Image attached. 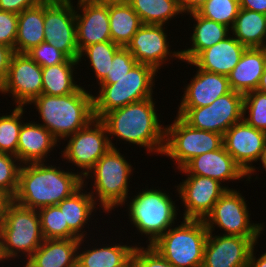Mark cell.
<instances>
[{"label": "cell", "instance_id": "6da1fadb", "mask_svg": "<svg viewBox=\"0 0 266 267\" xmlns=\"http://www.w3.org/2000/svg\"><path fill=\"white\" fill-rule=\"evenodd\" d=\"M153 99L151 97L111 110L101 118L106 125L112 148L116 147L111 137L117 136L119 141L121 139L144 147L149 154L156 152L162 155L166 126L160 123Z\"/></svg>", "mask_w": 266, "mask_h": 267}, {"label": "cell", "instance_id": "7a4b0ae2", "mask_svg": "<svg viewBox=\"0 0 266 267\" xmlns=\"http://www.w3.org/2000/svg\"><path fill=\"white\" fill-rule=\"evenodd\" d=\"M83 185V177L76 172L45 162L22 164L18 190L13 198L23 207L40 209L57 205Z\"/></svg>", "mask_w": 266, "mask_h": 267}, {"label": "cell", "instance_id": "3957f363", "mask_svg": "<svg viewBox=\"0 0 266 267\" xmlns=\"http://www.w3.org/2000/svg\"><path fill=\"white\" fill-rule=\"evenodd\" d=\"M32 104L43 121L41 125L58 141L67 140L95 119L93 95L82 86L74 93L63 96L41 94Z\"/></svg>", "mask_w": 266, "mask_h": 267}, {"label": "cell", "instance_id": "277c9868", "mask_svg": "<svg viewBox=\"0 0 266 267\" xmlns=\"http://www.w3.org/2000/svg\"><path fill=\"white\" fill-rule=\"evenodd\" d=\"M124 157L119 149L111 147L83 177L85 183L84 179H94L90 194L105 213L122 207L128 201V180L133 168Z\"/></svg>", "mask_w": 266, "mask_h": 267}, {"label": "cell", "instance_id": "5b68a950", "mask_svg": "<svg viewBox=\"0 0 266 267\" xmlns=\"http://www.w3.org/2000/svg\"><path fill=\"white\" fill-rule=\"evenodd\" d=\"M152 245L174 267H202L204 246L209 231L204 220L183 219Z\"/></svg>", "mask_w": 266, "mask_h": 267}, {"label": "cell", "instance_id": "8992f818", "mask_svg": "<svg viewBox=\"0 0 266 267\" xmlns=\"http://www.w3.org/2000/svg\"><path fill=\"white\" fill-rule=\"evenodd\" d=\"M156 73L153 67L136 63L128 74L113 79V84H100L99 94L93 95L95 118L101 119L111 110L153 97Z\"/></svg>", "mask_w": 266, "mask_h": 267}, {"label": "cell", "instance_id": "52a82bcc", "mask_svg": "<svg viewBox=\"0 0 266 267\" xmlns=\"http://www.w3.org/2000/svg\"><path fill=\"white\" fill-rule=\"evenodd\" d=\"M134 196L128 206L130 222L138 232L148 237V245H152L168 229L175 226L177 205L170 195L159 188L142 189Z\"/></svg>", "mask_w": 266, "mask_h": 267}, {"label": "cell", "instance_id": "ba28073f", "mask_svg": "<svg viewBox=\"0 0 266 267\" xmlns=\"http://www.w3.org/2000/svg\"><path fill=\"white\" fill-rule=\"evenodd\" d=\"M1 233L4 252L10 261L22 253L27 261L45 240L38 210L23 207L14 200L7 209Z\"/></svg>", "mask_w": 266, "mask_h": 267}, {"label": "cell", "instance_id": "9c48e42d", "mask_svg": "<svg viewBox=\"0 0 266 267\" xmlns=\"http://www.w3.org/2000/svg\"><path fill=\"white\" fill-rule=\"evenodd\" d=\"M166 125L165 146L162 155L170 157L182 169L191 159L212 152L223 145V135L192 128L181 117Z\"/></svg>", "mask_w": 266, "mask_h": 267}, {"label": "cell", "instance_id": "30bf717a", "mask_svg": "<svg viewBox=\"0 0 266 267\" xmlns=\"http://www.w3.org/2000/svg\"><path fill=\"white\" fill-rule=\"evenodd\" d=\"M246 202L239 191L227 189L204 219L207 230L213 232L217 226L225 231L223 235L247 237L257 244L265 226L251 223Z\"/></svg>", "mask_w": 266, "mask_h": 267}, {"label": "cell", "instance_id": "8fae6325", "mask_svg": "<svg viewBox=\"0 0 266 267\" xmlns=\"http://www.w3.org/2000/svg\"><path fill=\"white\" fill-rule=\"evenodd\" d=\"M243 102L244 94L232 90L209 106L178 108L176 115L192 128L224 135L232 125L243 120Z\"/></svg>", "mask_w": 266, "mask_h": 267}, {"label": "cell", "instance_id": "7c38bea8", "mask_svg": "<svg viewBox=\"0 0 266 267\" xmlns=\"http://www.w3.org/2000/svg\"><path fill=\"white\" fill-rule=\"evenodd\" d=\"M67 138L69 141L61 151L62 157L83 169L79 171L82 177L111 148L106 125L98 118Z\"/></svg>", "mask_w": 266, "mask_h": 267}, {"label": "cell", "instance_id": "4fadbf2b", "mask_svg": "<svg viewBox=\"0 0 266 267\" xmlns=\"http://www.w3.org/2000/svg\"><path fill=\"white\" fill-rule=\"evenodd\" d=\"M72 3V0H44V37L45 42L69 59L78 60L76 8Z\"/></svg>", "mask_w": 266, "mask_h": 267}, {"label": "cell", "instance_id": "5bb4252c", "mask_svg": "<svg viewBox=\"0 0 266 267\" xmlns=\"http://www.w3.org/2000/svg\"><path fill=\"white\" fill-rule=\"evenodd\" d=\"M42 67L27 53H14L0 93L12 94L16 106H27L42 94ZM17 103V104H16Z\"/></svg>", "mask_w": 266, "mask_h": 267}, {"label": "cell", "instance_id": "9a60e30c", "mask_svg": "<svg viewBox=\"0 0 266 267\" xmlns=\"http://www.w3.org/2000/svg\"><path fill=\"white\" fill-rule=\"evenodd\" d=\"M186 177L175 186L185 208L183 219L204 220L218 199L230 188L209 177L198 175H186Z\"/></svg>", "mask_w": 266, "mask_h": 267}, {"label": "cell", "instance_id": "2e32d148", "mask_svg": "<svg viewBox=\"0 0 266 267\" xmlns=\"http://www.w3.org/2000/svg\"><path fill=\"white\" fill-rule=\"evenodd\" d=\"M265 143L266 133L248 125L244 120L232 125L223 135V145L247 175L246 181H250L252 174L256 172L252 163L259 161Z\"/></svg>", "mask_w": 266, "mask_h": 267}, {"label": "cell", "instance_id": "e0dca14e", "mask_svg": "<svg viewBox=\"0 0 266 267\" xmlns=\"http://www.w3.org/2000/svg\"><path fill=\"white\" fill-rule=\"evenodd\" d=\"M165 26L143 24L126 47L137 63L149 65L157 72L170 58L175 57L174 59L182 61L180 51L177 50L173 53L170 51L169 47L171 46L164 30Z\"/></svg>", "mask_w": 266, "mask_h": 267}, {"label": "cell", "instance_id": "ac0fdd59", "mask_svg": "<svg viewBox=\"0 0 266 267\" xmlns=\"http://www.w3.org/2000/svg\"><path fill=\"white\" fill-rule=\"evenodd\" d=\"M255 243L247 237L208 233L202 267H248Z\"/></svg>", "mask_w": 266, "mask_h": 267}, {"label": "cell", "instance_id": "d6986e66", "mask_svg": "<svg viewBox=\"0 0 266 267\" xmlns=\"http://www.w3.org/2000/svg\"><path fill=\"white\" fill-rule=\"evenodd\" d=\"M77 1L75 19L79 52L92 44L111 41L109 6L94 3L91 0Z\"/></svg>", "mask_w": 266, "mask_h": 267}, {"label": "cell", "instance_id": "ffe728a7", "mask_svg": "<svg viewBox=\"0 0 266 267\" xmlns=\"http://www.w3.org/2000/svg\"><path fill=\"white\" fill-rule=\"evenodd\" d=\"M179 170L187 175L209 177L219 181L221 184L225 181L247 178L244 171L226 151L224 145L215 151L194 157Z\"/></svg>", "mask_w": 266, "mask_h": 267}, {"label": "cell", "instance_id": "44dd1931", "mask_svg": "<svg viewBox=\"0 0 266 267\" xmlns=\"http://www.w3.org/2000/svg\"><path fill=\"white\" fill-rule=\"evenodd\" d=\"M197 69L191 82L184 88L179 108L209 106L219 97L232 91L227 76Z\"/></svg>", "mask_w": 266, "mask_h": 267}, {"label": "cell", "instance_id": "7402d4cb", "mask_svg": "<svg viewBox=\"0 0 266 267\" xmlns=\"http://www.w3.org/2000/svg\"><path fill=\"white\" fill-rule=\"evenodd\" d=\"M247 49L233 35L200 52L189 65L203 71L228 76Z\"/></svg>", "mask_w": 266, "mask_h": 267}, {"label": "cell", "instance_id": "603a6c76", "mask_svg": "<svg viewBox=\"0 0 266 267\" xmlns=\"http://www.w3.org/2000/svg\"><path fill=\"white\" fill-rule=\"evenodd\" d=\"M58 141L44 126L24 122L19 132L17 158L22 164L45 162Z\"/></svg>", "mask_w": 266, "mask_h": 267}, {"label": "cell", "instance_id": "cb8c5ba5", "mask_svg": "<svg viewBox=\"0 0 266 267\" xmlns=\"http://www.w3.org/2000/svg\"><path fill=\"white\" fill-rule=\"evenodd\" d=\"M82 239H45L23 267H77Z\"/></svg>", "mask_w": 266, "mask_h": 267}, {"label": "cell", "instance_id": "d4e9b609", "mask_svg": "<svg viewBox=\"0 0 266 267\" xmlns=\"http://www.w3.org/2000/svg\"><path fill=\"white\" fill-rule=\"evenodd\" d=\"M266 67V55L262 48H247L238 64L229 73L228 81L233 91L246 94L257 90Z\"/></svg>", "mask_w": 266, "mask_h": 267}, {"label": "cell", "instance_id": "484cf974", "mask_svg": "<svg viewBox=\"0 0 266 267\" xmlns=\"http://www.w3.org/2000/svg\"><path fill=\"white\" fill-rule=\"evenodd\" d=\"M196 22L193 25V33L190 41L191 48L181 50L183 62H191L200 52L212 47L230 35L229 27L217 23L216 21L202 17L198 12L190 13Z\"/></svg>", "mask_w": 266, "mask_h": 267}, {"label": "cell", "instance_id": "4316f807", "mask_svg": "<svg viewBox=\"0 0 266 267\" xmlns=\"http://www.w3.org/2000/svg\"><path fill=\"white\" fill-rule=\"evenodd\" d=\"M84 185L86 186L83 182V185L70 197L63 199L57 204L63 213L64 225H68L80 239L87 235L86 231L82 230H85V225L90 222L89 219L93 216L92 212H96L94 209H96V206H99L95 203L90 192H84Z\"/></svg>", "mask_w": 266, "mask_h": 267}, {"label": "cell", "instance_id": "83f0119b", "mask_svg": "<svg viewBox=\"0 0 266 267\" xmlns=\"http://www.w3.org/2000/svg\"><path fill=\"white\" fill-rule=\"evenodd\" d=\"M45 42L44 0L38 5L18 14V28L14 52L27 53L33 47Z\"/></svg>", "mask_w": 266, "mask_h": 267}, {"label": "cell", "instance_id": "f1b7e54d", "mask_svg": "<svg viewBox=\"0 0 266 267\" xmlns=\"http://www.w3.org/2000/svg\"><path fill=\"white\" fill-rule=\"evenodd\" d=\"M134 248L121 243L97 248L92 246L88 250L84 247V251H77V267H131Z\"/></svg>", "mask_w": 266, "mask_h": 267}, {"label": "cell", "instance_id": "f546056e", "mask_svg": "<svg viewBox=\"0 0 266 267\" xmlns=\"http://www.w3.org/2000/svg\"><path fill=\"white\" fill-rule=\"evenodd\" d=\"M232 35L247 48H262L266 40V15L240 8Z\"/></svg>", "mask_w": 266, "mask_h": 267}, {"label": "cell", "instance_id": "4dcf8cb0", "mask_svg": "<svg viewBox=\"0 0 266 267\" xmlns=\"http://www.w3.org/2000/svg\"><path fill=\"white\" fill-rule=\"evenodd\" d=\"M142 25L140 17L129 3L109 5L111 41L115 44L127 47Z\"/></svg>", "mask_w": 266, "mask_h": 267}, {"label": "cell", "instance_id": "1f68e13d", "mask_svg": "<svg viewBox=\"0 0 266 267\" xmlns=\"http://www.w3.org/2000/svg\"><path fill=\"white\" fill-rule=\"evenodd\" d=\"M78 64L60 63L42 68V94L63 96L74 93L81 86L76 84L73 77Z\"/></svg>", "mask_w": 266, "mask_h": 267}, {"label": "cell", "instance_id": "d6a6232c", "mask_svg": "<svg viewBox=\"0 0 266 267\" xmlns=\"http://www.w3.org/2000/svg\"><path fill=\"white\" fill-rule=\"evenodd\" d=\"M129 4L143 24L165 25L179 13L184 15L177 0H130Z\"/></svg>", "mask_w": 266, "mask_h": 267}, {"label": "cell", "instance_id": "836d02e7", "mask_svg": "<svg viewBox=\"0 0 266 267\" xmlns=\"http://www.w3.org/2000/svg\"><path fill=\"white\" fill-rule=\"evenodd\" d=\"M120 48L119 45L112 41L92 44L80 51L78 62L82 61V57L84 59L87 56L89 64L92 66V71L97 78L96 80L100 85L106 79L114 55Z\"/></svg>", "mask_w": 266, "mask_h": 267}, {"label": "cell", "instance_id": "e575fe53", "mask_svg": "<svg viewBox=\"0 0 266 267\" xmlns=\"http://www.w3.org/2000/svg\"><path fill=\"white\" fill-rule=\"evenodd\" d=\"M38 213L44 239H80L64 225L63 213L57 205L42 207Z\"/></svg>", "mask_w": 266, "mask_h": 267}, {"label": "cell", "instance_id": "d590c367", "mask_svg": "<svg viewBox=\"0 0 266 267\" xmlns=\"http://www.w3.org/2000/svg\"><path fill=\"white\" fill-rule=\"evenodd\" d=\"M24 111V106H15L10 115L0 116V153L17 157V145L19 132L24 123L21 120Z\"/></svg>", "mask_w": 266, "mask_h": 267}, {"label": "cell", "instance_id": "8d00e7d4", "mask_svg": "<svg viewBox=\"0 0 266 267\" xmlns=\"http://www.w3.org/2000/svg\"><path fill=\"white\" fill-rule=\"evenodd\" d=\"M239 10V0H207L197 12L232 29Z\"/></svg>", "mask_w": 266, "mask_h": 267}, {"label": "cell", "instance_id": "74e56055", "mask_svg": "<svg viewBox=\"0 0 266 267\" xmlns=\"http://www.w3.org/2000/svg\"><path fill=\"white\" fill-rule=\"evenodd\" d=\"M249 113V114H248ZM248 114L247 116H245ZM243 120L266 133V94L258 90L244 94Z\"/></svg>", "mask_w": 266, "mask_h": 267}, {"label": "cell", "instance_id": "f35d334b", "mask_svg": "<svg viewBox=\"0 0 266 267\" xmlns=\"http://www.w3.org/2000/svg\"><path fill=\"white\" fill-rule=\"evenodd\" d=\"M19 162L14 155L0 153V191L13 198L18 190L19 172L22 166Z\"/></svg>", "mask_w": 266, "mask_h": 267}, {"label": "cell", "instance_id": "ab89813d", "mask_svg": "<svg viewBox=\"0 0 266 267\" xmlns=\"http://www.w3.org/2000/svg\"><path fill=\"white\" fill-rule=\"evenodd\" d=\"M28 56L42 68L60 63H79L69 59L63 52L47 42H42L27 52Z\"/></svg>", "mask_w": 266, "mask_h": 267}, {"label": "cell", "instance_id": "60d3db41", "mask_svg": "<svg viewBox=\"0 0 266 267\" xmlns=\"http://www.w3.org/2000/svg\"><path fill=\"white\" fill-rule=\"evenodd\" d=\"M137 63L126 47H121L114 55L106 79L101 84H113V79H119L128 74Z\"/></svg>", "mask_w": 266, "mask_h": 267}, {"label": "cell", "instance_id": "b9f144b4", "mask_svg": "<svg viewBox=\"0 0 266 267\" xmlns=\"http://www.w3.org/2000/svg\"><path fill=\"white\" fill-rule=\"evenodd\" d=\"M131 267H174L163 258L154 248L147 245L146 248L135 244L133 250Z\"/></svg>", "mask_w": 266, "mask_h": 267}, {"label": "cell", "instance_id": "7bdbcfd3", "mask_svg": "<svg viewBox=\"0 0 266 267\" xmlns=\"http://www.w3.org/2000/svg\"><path fill=\"white\" fill-rule=\"evenodd\" d=\"M18 14L0 10V44L14 49Z\"/></svg>", "mask_w": 266, "mask_h": 267}, {"label": "cell", "instance_id": "ee69618b", "mask_svg": "<svg viewBox=\"0 0 266 267\" xmlns=\"http://www.w3.org/2000/svg\"><path fill=\"white\" fill-rule=\"evenodd\" d=\"M43 0H0V10L19 14L38 5Z\"/></svg>", "mask_w": 266, "mask_h": 267}, {"label": "cell", "instance_id": "f6af8a7d", "mask_svg": "<svg viewBox=\"0 0 266 267\" xmlns=\"http://www.w3.org/2000/svg\"><path fill=\"white\" fill-rule=\"evenodd\" d=\"M14 49L0 44V85L6 79Z\"/></svg>", "mask_w": 266, "mask_h": 267}, {"label": "cell", "instance_id": "bcb514c9", "mask_svg": "<svg viewBox=\"0 0 266 267\" xmlns=\"http://www.w3.org/2000/svg\"><path fill=\"white\" fill-rule=\"evenodd\" d=\"M240 8L266 15V0H239Z\"/></svg>", "mask_w": 266, "mask_h": 267}, {"label": "cell", "instance_id": "7dc6e473", "mask_svg": "<svg viewBox=\"0 0 266 267\" xmlns=\"http://www.w3.org/2000/svg\"><path fill=\"white\" fill-rule=\"evenodd\" d=\"M177 1L184 14L197 12L207 2V0H177Z\"/></svg>", "mask_w": 266, "mask_h": 267}, {"label": "cell", "instance_id": "c3c4849f", "mask_svg": "<svg viewBox=\"0 0 266 267\" xmlns=\"http://www.w3.org/2000/svg\"><path fill=\"white\" fill-rule=\"evenodd\" d=\"M13 200L12 196L0 191V231L5 224L7 209Z\"/></svg>", "mask_w": 266, "mask_h": 267}, {"label": "cell", "instance_id": "681fc988", "mask_svg": "<svg viewBox=\"0 0 266 267\" xmlns=\"http://www.w3.org/2000/svg\"><path fill=\"white\" fill-rule=\"evenodd\" d=\"M255 246H256V244L253 246V248L251 250L248 267H266V252L264 254H261L260 257L256 258L254 256Z\"/></svg>", "mask_w": 266, "mask_h": 267}, {"label": "cell", "instance_id": "f907efd6", "mask_svg": "<svg viewBox=\"0 0 266 267\" xmlns=\"http://www.w3.org/2000/svg\"><path fill=\"white\" fill-rule=\"evenodd\" d=\"M94 3L101 5H117V4H127L130 0H91Z\"/></svg>", "mask_w": 266, "mask_h": 267}, {"label": "cell", "instance_id": "816d5d0a", "mask_svg": "<svg viewBox=\"0 0 266 267\" xmlns=\"http://www.w3.org/2000/svg\"><path fill=\"white\" fill-rule=\"evenodd\" d=\"M257 90L266 94V67H265L264 72L261 76Z\"/></svg>", "mask_w": 266, "mask_h": 267}, {"label": "cell", "instance_id": "f5cc1de1", "mask_svg": "<svg viewBox=\"0 0 266 267\" xmlns=\"http://www.w3.org/2000/svg\"><path fill=\"white\" fill-rule=\"evenodd\" d=\"M3 260H8V258L6 257L4 252L3 236L0 231V262L2 261L4 263Z\"/></svg>", "mask_w": 266, "mask_h": 267}, {"label": "cell", "instance_id": "db71d44e", "mask_svg": "<svg viewBox=\"0 0 266 267\" xmlns=\"http://www.w3.org/2000/svg\"><path fill=\"white\" fill-rule=\"evenodd\" d=\"M259 161H261L260 163H262V167L266 171V143H265L264 148L262 150V154H261Z\"/></svg>", "mask_w": 266, "mask_h": 267}, {"label": "cell", "instance_id": "11a10c76", "mask_svg": "<svg viewBox=\"0 0 266 267\" xmlns=\"http://www.w3.org/2000/svg\"><path fill=\"white\" fill-rule=\"evenodd\" d=\"M262 49L264 50V52H265V55H266V40H265V43H264V45H263Z\"/></svg>", "mask_w": 266, "mask_h": 267}]
</instances>
